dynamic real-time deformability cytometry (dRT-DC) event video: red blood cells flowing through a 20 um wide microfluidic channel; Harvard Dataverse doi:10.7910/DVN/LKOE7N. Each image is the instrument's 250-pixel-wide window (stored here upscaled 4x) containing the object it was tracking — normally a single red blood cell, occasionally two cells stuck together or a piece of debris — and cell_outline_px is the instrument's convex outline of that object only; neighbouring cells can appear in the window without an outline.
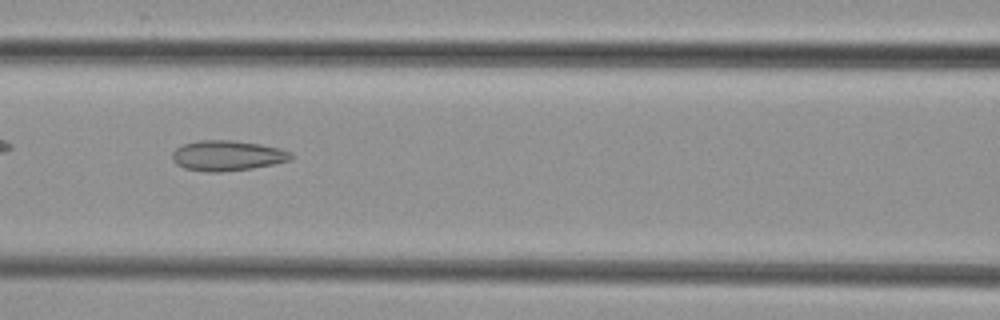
{"species": "common noctule bat (a hibernating species)", "species_latin": "Nyctalus noctula", "temperature_condition": "cold", "stored_images_in_passage": 4, "camera_frame_rate_fps": 3000, "um_per_image_px": 0.085, "animal": {"sex": "female", "body_mass_g": 29.2, "forearm_length_mm": 56.3}, "frame": {"image": 1, "passage_image": 3, "time_ms": 2.333, "image_size_px": [1000, 320], "cell_outline_px": [[292, 156], [288, 160], [272, 164], [252, 168], [220, 172], [208, 172], [184, 168], [176, 164], [172, 160], [172, 152], [176, 148], [184, 144], [200, 140], [232, 140], [260, 144], [280, 148], [292, 152]], "centroid_in_image_um": [19.29, 13.22], "position_along_channel_um": 147.3, "area_um2": 20.87}}
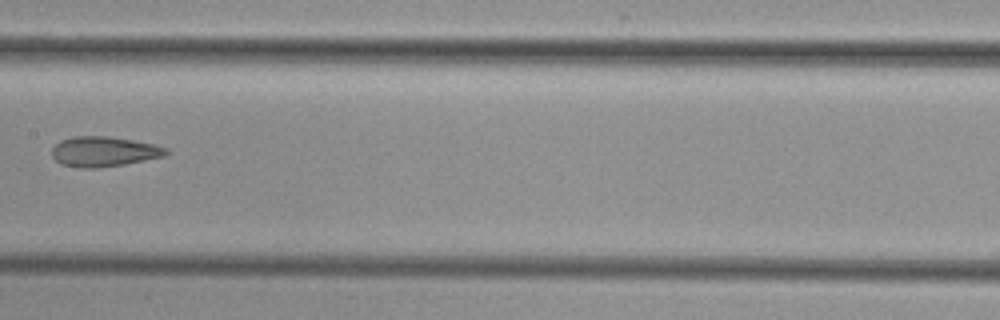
{"frame": {"image": 2, "passage_image": 4, "time_ms": 3.667, "image_size_px": [1000, 320], "cell_outline_px": [[168, 152], [164, 156], [124, 164], [96, 168], [80, 168], [60, 164], [52, 156], [52, 148], [60, 140], [72, 136], [108, 136], [132, 140], [152, 144], [168, 148]], "centroid_in_image_um": [8.79, 12.88], "position_along_channel_um": 198.6, "area_um2": 19.94}}